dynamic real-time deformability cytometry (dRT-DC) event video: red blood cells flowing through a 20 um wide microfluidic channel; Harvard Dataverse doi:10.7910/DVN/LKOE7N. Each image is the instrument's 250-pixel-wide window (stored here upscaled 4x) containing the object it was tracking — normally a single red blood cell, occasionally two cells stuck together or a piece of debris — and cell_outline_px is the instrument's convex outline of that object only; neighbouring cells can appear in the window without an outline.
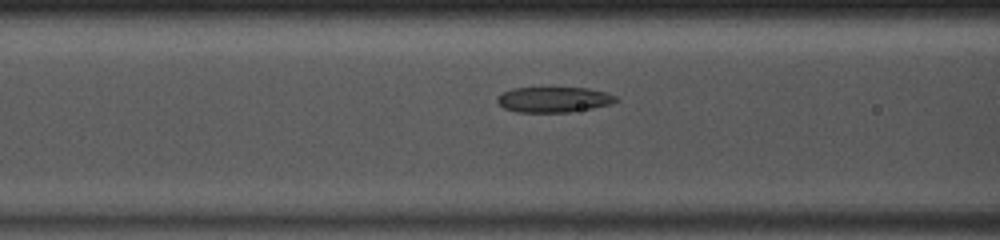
{"species": "common noctule bat (a hibernating species)", "species_latin": "Nyctalus noctula", "temperature_condition": "room temperature", "stored_images_in_passage": 49, "camera_frame_rate_fps": 3000, "um_per_image_px": 0.085, "animal": {"sex": "male", "body_mass_g": 13.0, "forearm_length_mm": 53.1}, "frame": {"image": 1, "passage_image": 20, "time_ms": 6.333, "image_size_px": [1000, 240], "cell_outline_px": [[620, 100], [612, 104], [572, 112], [516, 112], [504, 108], [496, 100], [504, 92], [512, 88], [588, 88], [604, 92], [616, 96]], "centroid_in_image_um": [47.11, 8.47], "position_along_channel_um": 119.5, "area_um2": 17.51}}
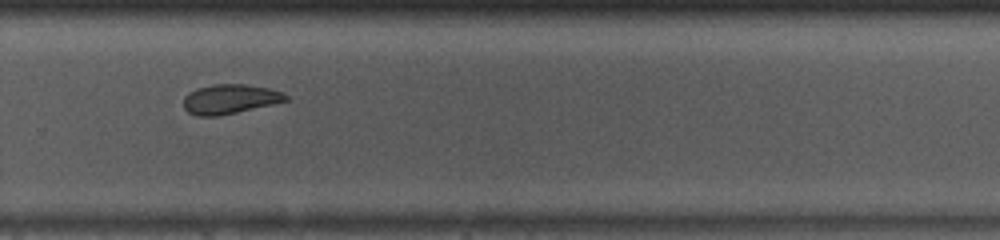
{"frame": {"image": 2, "passage_image": 34, "time_ms": 11.0, "image_size_px": [1000, 240], "cell_outline_px": [[288, 100], [272, 104], [236, 112], [216, 116], [196, 116], [188, 112], [184, 108], [184, 96], [196, 88], [212, 84], [244, 84], [268, 88], [284, 92], [288, 96]], "centroid_in_image_um": [19.53, 8.41], "position_along_channel_um": 310.3, "area_um2": 17.51}}
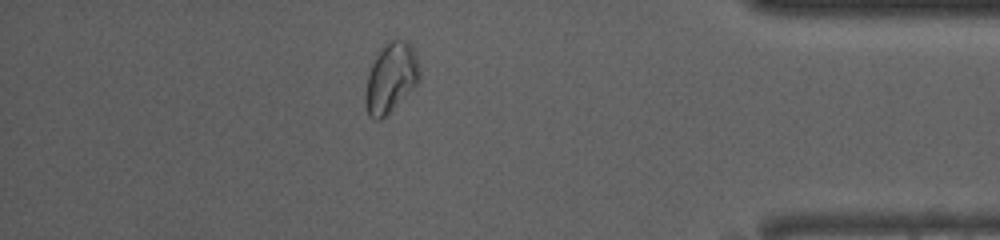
{"frame": {"image": 3, "passage_image": 43, "time_ms": 14.0, "image_size_px": [1000, 240], "cell_outline_px": [[420, 80], [388, 116], [380, 120], [376, 120], [368, 116], [364, 104], [364, 96], [368, 76], [372, 64], [380, 48], [388, 40], [408, 40], [416, 52], [420, 72]], "centroid_in_image_um": [33.23, 6.64], "position_along_channel_um": 402.0, "area_um2": 22.43}, "authors_computed_cell_mechanics": {"area_um2": 19.1896, "velocity_mm_per_s": 4.093, "shape_relaxation_time_tau1_ms": 6.643, "shape_relaxation_time_tau2_ms": 2.1635, "deformation_change_tau1": 0.1544, "deformation_change_tau2": 0.0695}}